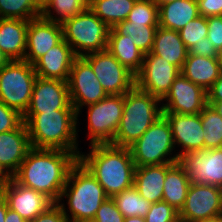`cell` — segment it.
I'll use <instances>...</instances> for the list:
<instances>
[{
    "label": "cell",
    "instance_id": "1",
    "mask_svg": "<svg viewBox=\"0 0 222 222\" xmlns=\"http://www.w3.org/2000/svg\"><path fill=\"white\" fill-rule=\"evenodd\" d=\"M77 162L78 156L72 152L31 148L12 178L58 203L69 172Z\"/></svg>",
    "mask_w": 222,
    "mask_h": 222
},
{
    "label": "cell",
    "instance_id": "2",
    "mask_svg": "<svg viewBox=\"0 0 222 222\" xmlns=\"http://www.w3.org/2000/svg\"><path fill=\"white\" fill-rule=\"evenodd\" d=\"M89 153L78 160L96 178L108 197L133 186L136 165L130 148L107 144H93Z\"/></svg>",
    "mask_w": 222,
    "mask_h": 222
},
{
    "label": "cell",
    "instance_id": "3",
    "mask_svg": "<svg viewBox=\"0 0 222 222\" xmlns=\"http://www.w3.org/2000/svg\"><path fill=\"white\" fill-rule=\"evenodd\" d=\"M22 117L32 148L64 150L78 157L82 153L78 148L76 110L24 114Z\"/></svg>",
    "mask_w": 222,
    "mask_h": 222
},
{
    "label": "cell",
    "instance_id": "4",
    "mask_svg": "<svg viewBox=\"0 0 222 222\" xmlns=\"http://www.w3.org/2000/svg\"><path fill=\"white\" fill-rule=\"evenodd\" d=\"M63 197L68 198L67 209L65 204L61 203ZM107 198L103 187L78 160L69 172L58 204L68 220L85 222L93 220L97 210Z\"/></svg>",
    "mask_w": 222,
    "mask_h": 222
},
{
    "label": "cell",
    "instance_id": "5",
    "mask_svg": "<svg viewBox=\"0 0 222 222\" xmlns=\"http://www.w3.org/2000/svg\"><path fill=\"white\" fill-rule=\"evenodd\" d=\"M162 113L159 98L134 86L124 94L123 114L114 140L110 144L129 148L162 116Z\"/></svg>",
    "mask_w": 222,
    "mask_h": 222
},
{
    "label": "cell",
    "instance_id": "6",
    "mask_svg": "<svg viewBox=\"0 0 222 222\" xmlns=\"http://www.w3.org/2000/svg\"><path fill=\"white\" fill-rule=\"evenodd\" d=\"M63 39L77 57L107 49L110 27L88 7L61 23Z\"/></svg>",
    "mask_w": 222,
    "mask_h": 222
},
{
    "label": "cell",
    "instance_id": "7",
    "mask_svg": "<svg viewBox=\"0 0 222 222\" xmlns=\"http://www.w3.org/2000/svg\"><path fill=\"white\" fill-rule=\"evenodd\" d=\"M136 167L178 162L171 128L162 115L142 136L129 147ZM169 157V158H168Z\"/></svg>",
    "mask_w": 222,
    "mask_h": 222
},
{
    "label": "cell",
    "instance_id": "8",
    "mask_svg": "<svg viewBox=\"0 0 222 222\" xmlns=\"http://www.w3.org/2000/svg\"><path fill=\"white\" fill-rule=\"evenodd\" d=\"M36 78L29 62L11 60L0 69V101L23 116L29 107Z\"/></svg>",
    "mask_w": 222,
    "mask_h": 222
},
{
    "label": "cell",
    "instance_id": "9",
    "mask_svg": "<svg viewBox=\"0 0 222 222\" xmlns=\"http://www.w3.org/2000/svg\"><path fill=\"white\" fill-rule=\"evenodd\" d=\"M85 107L88 109L87 136L90 145L111 143L123 114L124 94L107 95L101 101Z\"/></svg>",
    "mask_w": 222,
    "mask_h": 222
},
{
    "label": "cell",
    "instance_id": "10",
    "mask_svg": "<svg viewBox=\"0 0 222 222\" xmlns=\"http://www.w3.org/2000/svg\"><path fill=\"white\" fill-rule=\"evenodd\" d=\"M92 67L108 95H120L135 86V75L123 66L107 49L82 56Z\"/></svg>",
    "mask_w": 222,
    "mask_h": 222
},
{
    "label": "cell",
    "instance_id": "11",
    "mask_svg": "<svg viewBox=\"0 0 222 222\" xmlns=\"http://www.w3.org/2000/svg\"><path fill=\"white\" fill-rule=\"evenodd\" d=\"M67 84L70 102L77 112V117H80L83 106L97 103L108 95L91 65L82 56L74 59Z\"/></svg>",
    "mask_w": 222,
    "mask_h": 222
},
{
    "label": "cell",
    "instance_id": "12",
    "mask_svg": "<svg viewBox=\"0 0 222 222\" xmlns=\"http://www.w3.org/2000/svg\"><path fill=\"white\" fill-rule=\"evenodd\" d=\"M178 163L191 183L222 188V147L184 153Z\"/></svg>",
    "mask_w": 222,
    "mask_h": 222
},
{
    "label": "cell",
    "instance_id": "13",
    "mask_svg": "<svg viewBox=\"0 0 222 222\" xmlns=\"http://www.w3.org/2000/svg\"><path fill=\"white\" fill-rule=\"evenodd\" d=\"M219 216H222V188L191 183L179 211L180 222H197Z\"/></svg>",
    "mask_w": 222,
    "mask_h": 222
},
{
    "label": "cell",
    "instance_id": "14",
    "mask_svg": "<svg viewBox=\"0 0 222 222\" xmlns=\"http://www.w3.org/2000/svg\"><path fill=\"white\" fill-rule=\"evenodd\" d=\"M180 69L153 53L144 55L141 70L135 75V86L162 100Z\"/></svg>",
    "mask_w": 222,
    "mask_h": 222
},
{
    "label": "cell",
    "instance_id": "15",
    "mask_svg": "<svg viewBox=\"0 0 222 222\" xmlns=\"http://www.w3.org/2000/svg\"><path fill=\"white\" fill-rule=\"evenodd\" d=\"M164 100V101H163ZM163 113L200 114L208 105L207 91L188 80L181 72L161 100Z\"/></svg>",
    "mask_w": 222,
    "mask_h": 222
},
{
    "label": "cell",
    "instance_id": "16",
    "mask_svg": "<svg viewBox=\"0 0 222 222\" xmlns=\"http://www.w3.org/2000/svg\"><path fill=\"white\" fill-rule=\"evenodd\" d=\"M56 110H75L70 102L67 81L38 77L34 81L29 107L25 114Z\"/></svg>",
    "mask_w": 222,
    "mask_h": 222
},
{
    "label": "cell",
    "instance_id": "17",
    "mask_svg": "<svg viewBox=\"0 0 222 222\" xmlns=\"http://www.w3.org/2000/svg\"><path fill=\"white\" fill-rule=\"evenodd\" d=\"M168 120L178 157L191 151L204 150V128L200 114L162 113ZM177 145V146H176Z\"/></svg>",
    "mask_w": 222,
    "mask_h": 222
},
{
    "label": "cell",
    "instance_id": "18",
    "mask_svg": "<svg viewBox=\"0 0 222 222\" xmlns=\"http://www.w3.org/2000/svg\"><path fill=\"white\" fill-rule=\"evenodd\" d=\"M0 192L6 199L8 207L19 213L28 222L35 219L54 204L45 194L24 187L13 178Z\"/></svg>",
    "mask_w": 222,
    "mask_h": 222
},
{
    "label": "cell",
    "instance_id": "19",
    "mask_svg": "<svg viewBox=\"0 0 222 222\" xmlns=\"http://www.w3.org/2000/svg\"><path fill=\"white\" fill-rule=\"evenodd\" d=\"M63 39L61 23L42 17L29 20L24 60L33 65Z\"/></svg>",
    "mask_w": 222,
    "mask_h": 222
},
{
    "label": "cell",
    "instance_id": "20",
    "mask_svg": "<svg viewBox=\"0 0 222 222\" xmlns=\"http://www.w3.org/2000/svg\"><path fill=\"white\" fill-rule=\"evenodd\" d=\"M76 57L71 46L62 39L40 57L33 67L38 77L68 81L72 63Z\"/></svg>",
    "mask_w": 222,
    "mask_h": 222
},
{
    "label": "cell",
    "instance_id": "21",
    "mask_svg": "<svg viewBox=\"0 0 222 222\" xmlns=\"http://www.w3.org/2000/svg\"><path fill=\"white\" fill-rule=\"evenodd\" d=\"M31 148L24 122L12 131L0 133V164L13 176Z\"/></svg>",
    "mask_w": 222,
    "mask_h": 222
},
{
    "label": "cell",
    "instance_id": "22",
    "mask_svg": "<svg viewBox=\"0 0 222 222\" xmlns=\"http://www.w3.org/2000/svg\"><path fill=\"white\" fill-rule=\"evenodd\" d=\"M29 21L0 18V49L10 60H24Z\"/></svg>",
    "mask_w": 222,
    "mask_h": 222
},
{
    "label": "cell",
    "instance_id": "23",
    "mask_svg": "<svg viewBox=\"0 0 222 222\" xmlns=\"http://www.w3.org/2000/svg\"><path fill=\"white\" fill-rule=\"evenodd\" d=\"M180 72L207 91L222 74L217 57L188 54Z\"/></svg>",
    "mask_w": 222,
    "mask_h": 222
},
{
    "label": "cell",
    "instance_id": "24",
    "mask_svg": "<svg viewBox=\"0 0 222 222\" xmlns=\"http://www.w3.org/2000/svg\"><path fill=\"white\" fill-rule=\"evenodd\" d=\"M150 53L164 58L181 70L187 59L188 49L181 40L179 31L158 26Z\"/></svg>",
    "mask_w": 222,
    "mask_h": 222
},
{
    "label": "cell",
    "instance_id": "25",
    "mask_svg": "<svg viewBox=\"0 0 222 222\" xmlns=\"http://www.w3.org/2000/svg\"><path fill=\"white\" fill-rule=\"evenodd\" d=\"M166 172L167 164L136 167L133 186L147 201L160 202L163 199Z\"/></svg>",
    "mask_w": 222,
    "mask_h": 222
},
{
    "label": "cell",
    "instance_id": "26",
    "mask_svg": "<svg viewBox=\"0 0 222 222\" xmlns=\"http://www.w3.org/2000/svg\"><path fill=\"white\" fill-rule=\"evenodd\" d=\"M199 15L197 0H176L158 7L159 26L175 31Z\"/></svg>",
    "mask_w": 222,
    "mask_h": 222
},
{
    "label": "cell",
    "instance_id": "27",
    "mask_svg": "<svg viewBox=\"0 0 222 222\" xmlns=\"http://www.w3.org/2000/svg\"><path fill=\"white\" fill-rule=\"evenodd\" d=\"M107 50L134 75L141 70L145 54L133 43L130 36L119 35L110 28Z\"/></svg>",
    "mask_w": 222,
    "mask_h": 222
},
{
    "label": "cell",
    "instance_id": "28",
    "mask_svg": "<svg viewBox=\"0 0 222 222\" xmlns=\"http://www.w3.org/2000/svg\"><path fill=\"white\" fill-rule=\"evenodd\" d=\"M190 184L186 172L178 162L167 163L162 201L180 211L185 203Z\"/></svg>",
    "mask_w": 222,
    "mask_h": 222
},
{
    "label": "cell",
    "instance_id": "29",
    "mask_svg": "<svg viewBox=\"0 0 222 222\" xmlns=\"http://www.w3.org/2000/svg\"><path fill=\"white\" fill-rule=\"evenodd\" d=\"M136 0H89L88 7L110 28L125 21Z\"/></svg>",
    "mask_w": 222,
    "mask_h": 222
},
{
    "label": "cell",
    "instance_id": "30",
    "mask_svg": "<svg viewBox=\"0 0 222 222\" xmlns=\"http://www.w3.org/2000/svg\"><path fill=\"white\" fill-rule=\"evenodd\" d=\"M159 25H145V23H130L125 20L116 24L113 29L119 34L130 36L133 43L144 53H150L156 29Z\"/></svg>",
    "mask_w": 222,
    "mask_h": 222
},
{
    "label": "cell",
    "instance_id": "31",
    "mask_svg": "<svg viewBox=\"0 0 222 222\" xmlns=\"http://www.w3.org/2000/svg\"><path fill=\"white\" fill-rule=\"evenodd\" d=\"M112 199L124 217H145L152 205L138 193L134 186L115 194Z\"/></svg>",
    "mask_w": 222,
    "mask_h": 222
},
{
    "label": "cell",
    "instance_id": "32",
    "mask_svg": "<svg viewBox=\"0 0 222 222\" xmlns=\"http://www.w3.org/2000/svg\"><path fill=\"white\" fill-rule=\"evenodd\" d=\"M88 2V0H51L41 11V17L48 21L62 23L87 9Z\"/></svg>",
    "mask_w": 222,
    "mask_h": 222
},
{
    "label": "cell",
    "instance_id": "33",
    "mask_svg": "<svg viewBox=\"0 0 222 222\" xmlns=\"http://www.w3.org/2000/svg\"><path fill=\"white\" fill-rule=\"evenodd\" d=\"M204 128V150L222 147V117L207 105L200 113Z\"/></svg>",
    "mask_w": 222,
    "mask_h": 222
},
{
    "label": "cell",
    "instance_id": "34",
    "mask_svg": "<svg viewBox=\"0 0 222 222\" xmlns=\"http://www.w3.org/2000/svg\"><path fill=\"white\" fill-rule=\"evenodd\" d=\"M41 17L34 0H0V18L33 20Z\"/></svg>",
    "mask_w": 222,
    "mask_h": 222
},
{
    "label": "cell",
    "instance_id": "35",
    "mask_svg": "<svg viewBox=\"0 0 222 222\" xmlns=\"http://www.w3.org/2000/svg\"><path fill=\"white\" fill-rule=\"evenodd\" d=\"M126 20L130 23L159 25L158 6L152 0H136Z\"/></svg>",
    "mask_w": 222,
    "mask_h": 222
},
{
    "label": "cell",
    "instance_id": "36",
    "mask_svg": "<svg viewBox=\"0 0 222 222\" xmlns=\"http://www.w3.org/2000/svg\"><path fill=\"white\" fill-rule=\"evenodd\" d=\"M179 34L187 49L200 43L208 34L207 18L199 15L179 30Z\"/></svg>",
    "mask_w": 222,
    "mask_h": 222
},
{
    "label": "cell",
    "instance_id": "37",
    "mask_svg": "<svg viewBox=\"0 0 222 222\" xmlns=\"http://www.w3.org/2000/svg\"><path fill=\"white\" fill-rule=\"evenodd\" d=\"M146 222H179V211L165 201L152 203Z\"/></svg>",
    "mask_w": 222,
    "mask_h": 222
},
{
    "label": "cell",
    "instance_id": "38",
    "mask_svg": "<svg viewBox=\"0 0 222 222\" xmlns=\"http://www.w3.org/2000/svg\"><path fill=\"white\" fill-rule=\"evenodd\" d=\"M95 222H124V216L118 210L115 201L108 197L97 210L95 217L93 218Z\"/></svg>",
    "mask_w": 222,
    "mask_h": 222
},
{
    "label": "cell",
    "instance_id": "39",
    "mask_svg": "<svg viewBox=\"0 0 222 222\" xmlns=\"http://www.w3.org/2000/svg\"><path fill=\"white\" fill-rule=\"evenodd\" d=\"M22 122L21 114L0 101V133L14 130Z\"/></svg>",
    "mask_w": 222,
    "mask_h": 222
},
{
    "label": "cell",
    "instance_id": "40",
    "mask_svg": "<svg viewBox=\"0 0 222 222\" xmlns=\"http://www.w3.org/2000/svg\"><path fill=\"white\" fill-rule=\"evenodd\" d=\"M208 34L207 38L217 51L222 48V16L207 17Z\"/></svg>",
    "mask_w": 222,
    "mask_h": 222
},
{
    "label": "cell",
    "instance_id": "41",
    "mask_svg": "<svg viewBox=\"0 0 222 222\" xmlns=\"http://www.w3.org/2000/svg\"><path fill=\"white\" fill-rule=\"evenodd\" d=\"M69 220L63 213L58 203L51 205L45 212L39 214L30 222H68Z\"/></svg>",
    "mask_w": 222,
    "mask_h": 222
},
{
    "label": "cell",
    "instance_id": "42",
    "mask_svg": "<svg viewBox=\"0 0 222 222\" xmlns=\"http://www.w3.org/2000/svg\"><path fill=\"white\" fill-rule=\"evenodd\" d=\"M200 16H222V0H197Z\"/></svg>",
    "mask_w": 222,
    "mask_h": 222
},
{
    "label": "cell",
    "instance_id": "43",
    "mask_svg": "<svg viewBox=\"0 0 222 222\" xmlns=\"http://www.w3.org/2000/svg\"><path fill=\"white\" fill-rule=\"evenodd\" d=\"M188 54L199 55L203 57H217L218 51L209 41V39L203 38L200 43L194 44L188 49Z\"/></svg>",
    "mask_w": 222,
    "mask_h": 222
},
{
    "label": "cell",
    "instance_id": "44",
    "mask_svg": "<svg viewBox=\"0 0 222 222\" xmlns=\"http://www.w3.org/2000/svg\"><path fill=\"white\" fill-rule=\"evenodd\" d=\"M207 102H222V74L207 90Z\"/></svg>",
    "mask_w": 222,
    "mask_h": 222
},
{
    "label": "cell",
    "instance_id": "45",
    "mask_svg": "<svg viewBox=\"0 0 222 222\" xmlns=\"http://www.w3.org/2000/svg\"><path fill=\"white\" fill-rule=\"evenodd\" d=\"M4 222H28V221L23 219L19 213L8 208Z\"/></svg>",
    "mask_w": 222,
    "mask_h": 222
},
{
    "label": "cell",
    "instance_id": "46",
    "mask_svg": "<svg viewBox=\"0 0 222 222\" xmlns=\"http://www.w3.org/2000/svg\"><path fill=\"white\" fill-rule=\"evenodd\" d=\"M12 176L0 164V191L11 181Z\"/></svg>",
    "mask_w": 222,
    "mask_h": 222
},
{
    "label": "cell",
    "instance_id": "47",
    "mask_svg": "<svg viewBox=\"0 0 222 222\" xmlns=\"http://www.w3.org/2000/svg\"><path fill=\"white\" fill-rule=\"evenodd\" d=\"M8 208L9 207H8L7 201L0 192V222L5 221L6 212Z\"/></svg>",
    "mask_w": 222,
    "mask_h": 222
},
{
    "label": "cell",
    "instance_id": "48",
    "mask_svg": "<svg viewBox=\"0 0 222 222\" xmlns=\"http://www.w3.org/2000/svg\"><path fill=\"white\" fill-rule=\"evenodd\" d=\"M222 117V102H207Z\"/></svg>",
    "mask_w": 222,
    "mask_h": 222
},
{
    "label": "cell",
    "instance_id": "49",
    "mask_svg": "<svg viewBox=\"0 0 222 222\" xmlns=\"http://www.w3.org/2000/svg\"><path fill=\"white\" fill-rule=\"evenodd\" d=\"M124 222H146V220L145 217L132 216V217H124Z\"/></svg>",
    "mask_w": 222,
    "mask_h": 222
},
{
    "label": "cell",
    "instance_id": "50",
    "mask_svg": "<svg viewBox=\"0 0 222 222\" xmlns=\"http://www.w3.org/2000/svg\"><path fill=\"white\" fill-rule=\"evenodd\" d=\"M11 60L0 49V69L8 64Z\"/></svg>",
    "mask_w": 222,
    "mask_h": 222
},
{
    "label": "cell",
    "instance_id": "51",
    "mask_svg": "<svg viewBox=\"0 0 222 222\" xmlns=\"http://www.w3.org/2000/svg\"><path fill=\"white\" fill-rule=\"evenodd\" d=\"M51 0H34L36 6L42 11Z\"/></svg>",
    "mask_w": 222,
    "mask_h": 222
},
{
    "label": "cell",
    "instance_id": "52",
    "mask_svg": "<svg viewBox=\"0 0 222 222\" xmlns=\"http://www.w3.org/2000/svg\"><path fill=\"white\" fill-rule=\"evenodd\" d=\"M158 7L176 0H152Z\"/></svg>",
    "mask_w": 222,
    "mask_h": 222
},
{
    "label": "cell",
    "instance_id": "53",
    "mask_svg": "<svg viewBox=\"0 0 222 222\" xmlns=\"http://www.w3.org/2000/svg\"><path fill=\"white\" fill-rule=\"evenodd\" d=\"M197 222H222V216H219L217 218L208 219V220H201Z\"/></svg>",
    "mask_w": 222,
    "mask_h": 222
},
{
    "label": "cell",
    "instance_id": "54",
    "mask_svg": "<svg viewBox=\"0 0 222 222\" xmlns=\"http://www.w3.org/2000/svg\"><path fill=\"white\" fill-rule=\"evenodd\" d=\"M217 59L220 63V67H221V70H222V48L218 51Z\"/></svg>",
    "mask_w": 222,
    "mask_h": 222
}]
</instances>
